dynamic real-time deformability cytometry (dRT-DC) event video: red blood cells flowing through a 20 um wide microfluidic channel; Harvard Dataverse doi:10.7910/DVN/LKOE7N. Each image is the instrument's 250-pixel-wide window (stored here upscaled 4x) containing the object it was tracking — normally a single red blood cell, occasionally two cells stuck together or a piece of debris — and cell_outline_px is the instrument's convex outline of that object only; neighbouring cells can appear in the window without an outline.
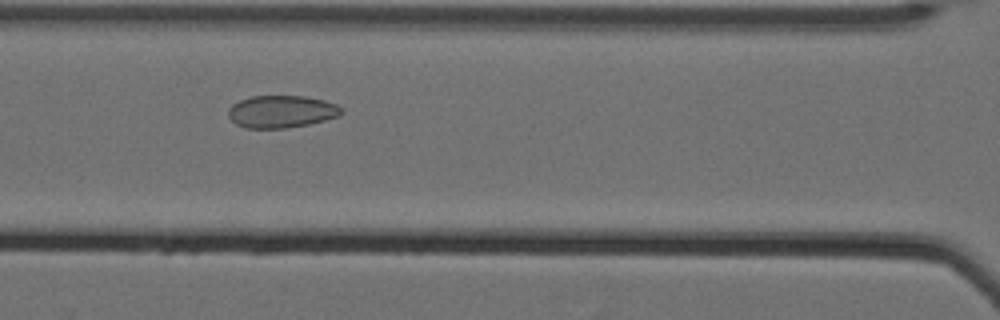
{"species": "Egyptian fruit bat (a non-hibernating species)", "species_latin": "Rousettus aegyptiacus", "temperature_condition": "cold", "stored_images_in_passage": 50, "camera_frame_rate_fps": 3000, "um_per_image_px": 0.085, "animal": {"sex": "female"}, "frame": {"image": 1, "passage_image": 20, "time_ms": 6.333, "image_size_px": [1000, 320], "cell_outline_px": [[344, 112], [340, 116], [308, 124], [284, 128], [244, 128], [236, 124], [228, 116], [228, 108], [232, 104], [240, 100], [252, 96], [304, 96], [324, 100], [336, 104], [344, 108]], "centroid_in_image_um": [23.93, 9.48], "position_along_channel_um": 142.7, "area_um2": 21.44}}
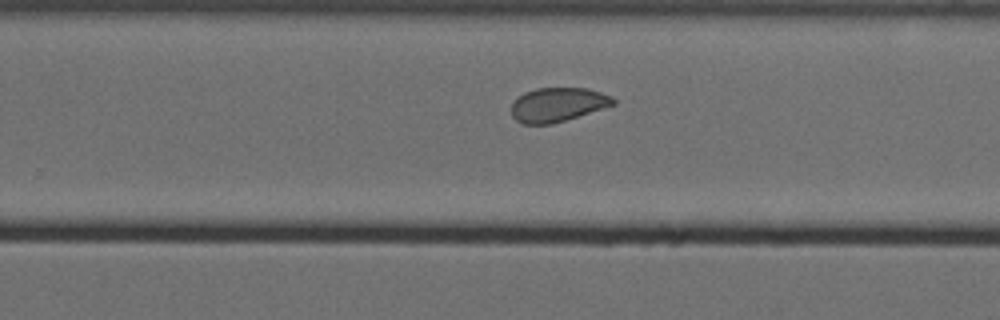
{"frame": {"image": 2, "passage_image": 32, "time_ms": 10.333, "image_size_px": [1000, 320], "cell_outline_px": [[616, 104], [604, 108], [552, 124], [524, 124], [516, 120], [512, 116], [512, 104], [516, 96], [524, 92], [536, 88], [588, 88], [612, 96], [616, 100]], "centroid_in_image_um": [47.4, 8.88], "position_along_channel_um": 282.4, "area_um2": 20.35}}
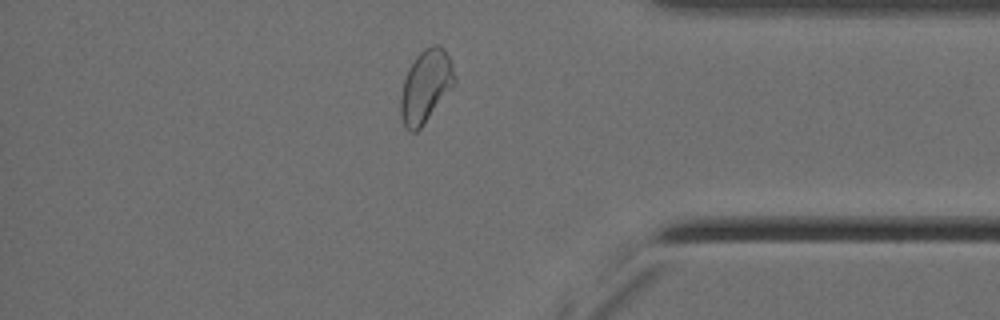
{"frame": {"image": 3, "passage_image": 43, "time_ms": 14.0, "image_size_px": [1000, 320], "cell_outline_px": [[456, 80], [424, 124], [416, 132], [408, 132], [404, 124], [400, 112], [400, 96], [404, 80], [408, 68], [416, 56], [424, 48], [432, 44], [440, 44], [444, 48], [452, 64]], "centroid_in_image_um": [36.16, 7.3], "position_along_channel_um": 399.0, "area_um2": 22.6}, "authors_computed_cell_mechanics": {"area_um2": 22.0796, "velocity_mm_per_s": 3.4949, "shape_relaxation_time_tau1_ms": null, "shape_relaxation_time_tau2_ms": 1.2645, "deformation_change_tau1": null, "deformation_change_tau2": 0.0536}}